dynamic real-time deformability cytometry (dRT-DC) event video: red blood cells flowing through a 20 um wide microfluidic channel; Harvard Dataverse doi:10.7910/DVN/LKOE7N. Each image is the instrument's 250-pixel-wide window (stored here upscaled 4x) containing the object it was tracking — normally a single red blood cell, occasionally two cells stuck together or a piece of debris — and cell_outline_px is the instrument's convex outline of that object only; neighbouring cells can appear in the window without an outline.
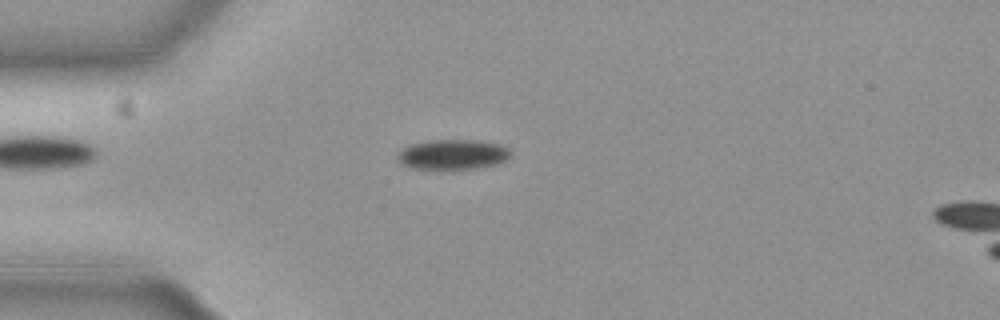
{"species": "common noctule bat (a hibernating species)", "species_latin": "Nyctalus noctula", "temperature_condition": "cold", "stored_images_in_passage": 49, "camera_frame_rate_fps": 3000, "um_per_image_px": 0.085, "animal": {"sex": "female", "body_mass_g": 19.3, "forearm_length_mm": 54.1}, "frame": {"image": 1, "passage_image": 8, "time_ms": 2.333, "image_size_px": [1000, 320], "cell_outline_px": [[512, 152], [504, 160], [496, 164], [476, 168], [440, 172], [412, 168], [404, 164], [396, 156], [408, 144], [424, 140], [472, 140], [500, 144], [508, 148]], "centroid_in_image_um": [38.44, 13.16], "position_along_channel_um": 46.6, "area_um2": 20.35}}
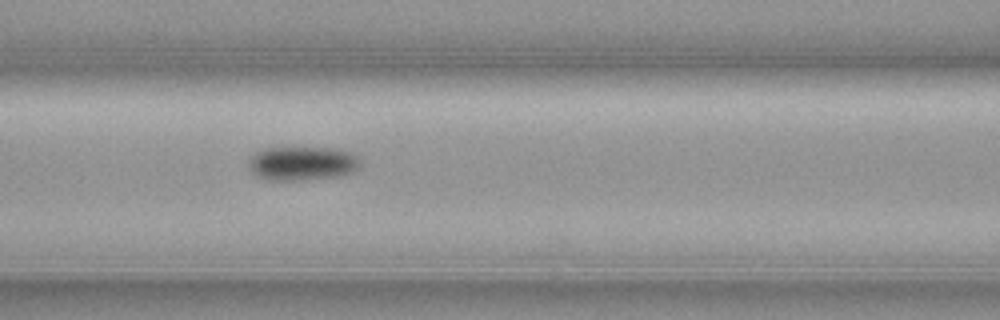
{"frame": {"image": 2, "passage_image": 17, "time_ms": 5.333, "image_size_px": [1000, 320], "cell_outline_px": [[360, 164], [352, 172], [340, 176], [300, 180], [272, 180], [260, 176], [252, 172], [248, 168], [248, 160], [256, 152], [264, 148], [292, 144], [332, 148], [348, 152], [356, 156]], "centroid_in_image_um": [25.63, 13.82], "position_along_channel_um": 141.0, "area_um2": 22.77}}
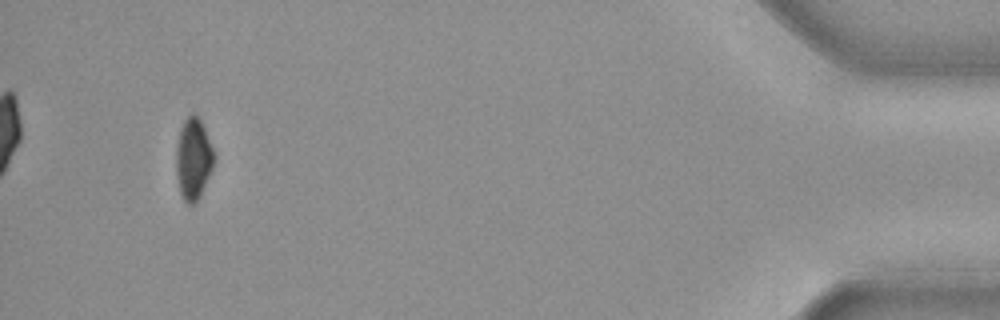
{"frame": {"image": 3, "passage_image": 46, "time_ms": 15.0, "image_size_px": [1000, 320], "cell_outline_px": [[216, 160], [200, 196], [196, 204], [188, 204], [184, 200], [180, 192], [176, 176], [176, 152], [180, 128], [184, 120], [192, 112], [200, 120], [204, 128], [216, 156]], "centroid_in_image_um": [16.44, 13.52], "position_along_channel_um": 418.8, "area_um2": 18.03}, "authors_computed_cell_mechanics": {"area_um2": 20.4034, "velocity_mm_per_s": 3.7024, "shape_relaxation_time_tau1_ms": 1.6341, "shape_relaxation_time_tau2_ms": null, "deformation_change_tau1": 0.0661, "deformation_change_tau2": null}}